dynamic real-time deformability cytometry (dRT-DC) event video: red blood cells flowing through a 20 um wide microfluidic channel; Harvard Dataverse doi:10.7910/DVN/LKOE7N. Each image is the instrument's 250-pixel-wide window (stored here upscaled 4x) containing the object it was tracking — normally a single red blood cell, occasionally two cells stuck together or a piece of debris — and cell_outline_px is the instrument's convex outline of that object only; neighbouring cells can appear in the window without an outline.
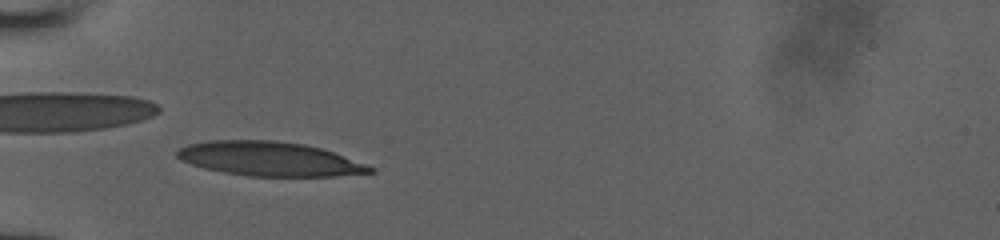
{"species": "human", "species_latin": "Homo sapiens", "temperature_condition": "room temperature", "stored_images_in_passage": 38, "camera_frame_rate_fps": 3000, "um_per_image_px": 0.085, "donor": {"sex": "male"}, "frame": {"image": 1, "passage_image": 10, "time_ms": 3.0, "image_size_px": [1000, 240], "cell_outline_px": [[376, 172], [336, 176], [248, 176], [224, 172], [204, 168], [180, 160], [176, 156], [176, 152], [180, 148], [188, 144], [208, 140], [276, 140], [304, 144], [320, 148], [332, 152], [376, 168]], "centroid_in_image_um": [22.89, 13.5], "position_along_channel_um": 62.1, "area_um2": 38.38}}
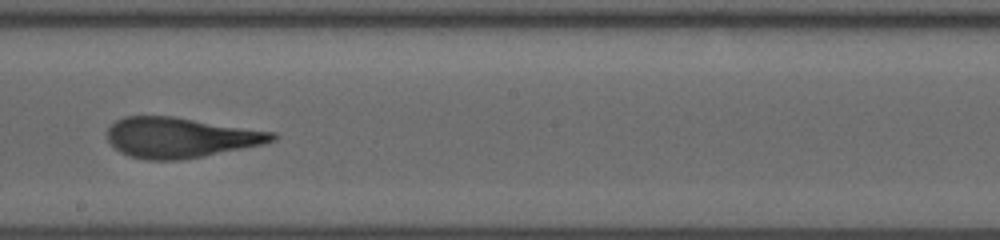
{"frame": {"image": 2, "passage_image": 23, "time_ms": 7.333, "image_size_px": [1000, 240], "cell_outline_px": [[280, 136], [276, 140], [264, 144], [204, 156], [180, 160], [148, 160], [128, 156], [120, 152], [108, 140], [108, 128], [116, 120], [124, 116], [172, 116], [276, 132]], "centroid_in_image_um": [15.36, 11.69], "position_along_channel_um": 232.8, "area_um2": 38.84}}
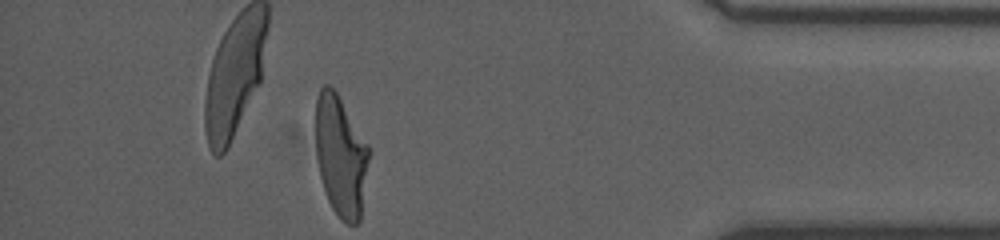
{"frame": {"image": 3, "passage_image": 38, "time_ms": 12.333, "image_size_px": [1000, 240], "cell_outline_px": [[368, 160], [360, 220], [356, 224], [348, 224], [340, 220], [332, 208], [328, 200], [320, 176], [316, 156], [316, 100], [320, 88], [324, 84], [328, 84], [336, 92], [368, 144]], "centroid_in_image_um": [28.94, 13.26], "position_along_channel_um": 406.3, "area_um2": 37.11}}